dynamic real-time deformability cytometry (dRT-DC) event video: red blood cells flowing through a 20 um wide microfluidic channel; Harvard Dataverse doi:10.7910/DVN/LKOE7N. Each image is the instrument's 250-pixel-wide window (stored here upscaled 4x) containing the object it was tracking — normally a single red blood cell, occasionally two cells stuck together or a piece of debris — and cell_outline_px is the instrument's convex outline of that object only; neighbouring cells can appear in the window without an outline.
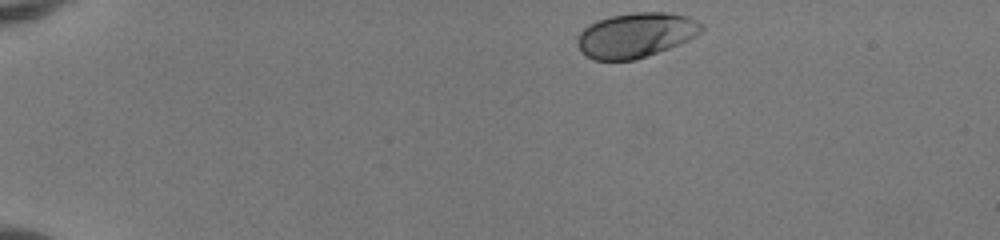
{"species": "human", "species_latin": "Homo sapiens", "temperature_condition": "room temperature", "stored_images_in_passage": 43, "camera_frame_rate_fps": 3000, "um_per_image_px": 0.085, "donor": {"sex": "female"}, "frame": {"image": 1, "passage_image": 1, "time_ms": 0.0, "image_size_px": [1000, 240], "cell_outline_px": [[704, 28], [700, 32], [688, 40], [680, 44], [636, 60], [592, 60], [584, 56], [580, 52], [576, 44], [576, 36], [584, 28], [596, 20], [608, 16], [636, 12], [664, 12], [688, 16], [704, 24]], "centroid_in_image_um": [54.0, 2.99], "position_along_channel_um": 31.0, "area_um2": 32.83}}
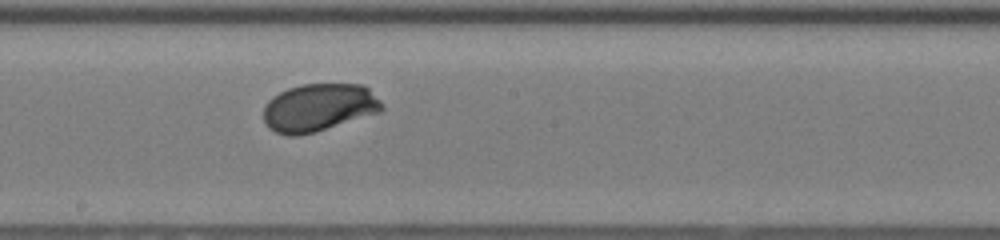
{"frame": {"image": 2, "passage_image": 22, "time_ms": 7.0, "image_size_px": [1000, 240], "cell_outline_px": [[384, 108], [380, 112], [316, 132], [296, 136], [288, 136], [276, 132], [268, 128], [264, 124], [264, 104], [272, 96], [288, 88], [304, 84], [360, 84], [368, 88], [380, 100]], "centroid_in_image_um": [27.07, 9.15], "position_along_channel_um": 221.1, "area_um2": 33.12}}
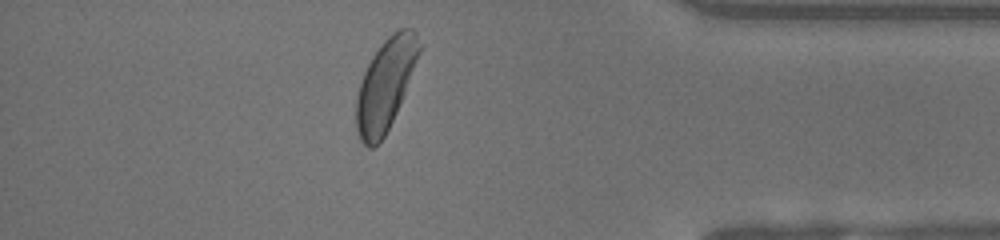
{"frame": {"image": 3, "passage_image": 37, "time_ms": 12.0, "image_size_px": [1000, 240], "cell_outline_px": [[420, 52], [396, 112], [384, 136], [372, 148], [368, 148], [360, 140], [356, 132], [356, 96], [364, 72], [372, 56], [384, 40], [392, 32], [400, 28], [412, 28], [416, 32], [420, 48]], "centroid_in_image_um": [32.73, 7.19], "position_along_channel_um": 402.5, "area_um2": 32.83}, "authors_computed_cell_mechanics": {"area_um2": 32.8304, "velocity_mm_per_s": 4.0748, "shape_relaxation_time_tau1_ms": 1.1853, "shape_relaxation_time_tau2_ms": null, "deformation_change_tau1": 0.0993, "deformation_change_tau2": null}}